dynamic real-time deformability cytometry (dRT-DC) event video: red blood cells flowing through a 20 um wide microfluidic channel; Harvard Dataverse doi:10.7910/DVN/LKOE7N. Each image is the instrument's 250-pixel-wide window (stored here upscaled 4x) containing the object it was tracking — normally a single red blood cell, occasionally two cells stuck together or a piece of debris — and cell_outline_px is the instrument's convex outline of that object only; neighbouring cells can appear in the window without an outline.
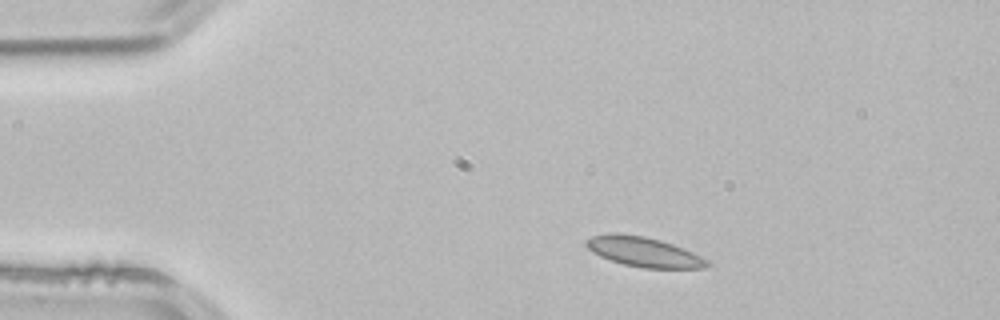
{"species": "common noctule bat (a hibernating species)", "species_latin": "Nyctalus noctula", "temperature_condition": "room temperature", "stored_images_in_passage": 2, "camera_frame_rate_fps": 3000, "um_per_image_px": 0.085, "animal": {"sex": "male", "body_mass_g": 21.5, "forearm_length_mm": 52.0}, "frame": {"image": 1, "passage_image": 1, "time_ms": 0.0, "image_size_px": [1000, 320], "cell_outline_px": [[712, 264], [704, 268], [644, 268], [624, 264], [600, 256], [592, 252], [584, 244], [584, 240], [592, 236], [608, 232], [616, 232], [644, 236], [660, 240], [684, 248], [708, 260]], "centroid_in_image_um": [54.69, 21.39], "position_along_channel_um": 30.3, "area_um2": 21.1}}